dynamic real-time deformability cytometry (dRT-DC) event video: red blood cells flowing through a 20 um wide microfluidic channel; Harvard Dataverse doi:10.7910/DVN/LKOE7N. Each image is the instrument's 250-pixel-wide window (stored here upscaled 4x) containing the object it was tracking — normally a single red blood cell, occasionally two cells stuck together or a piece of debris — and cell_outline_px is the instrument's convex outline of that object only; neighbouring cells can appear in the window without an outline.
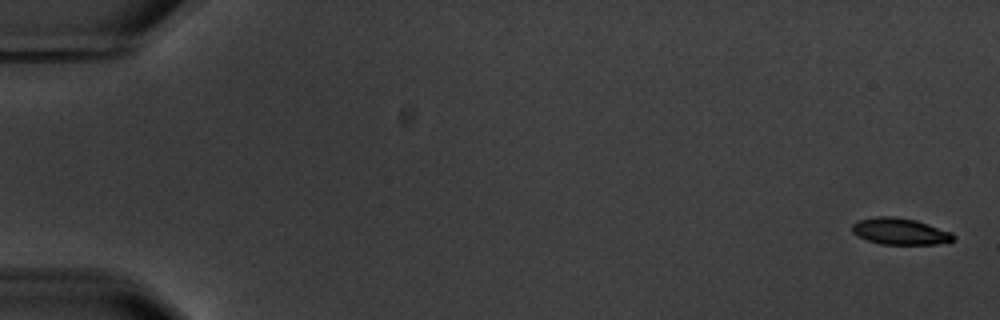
{"species": "common noctule bat (a hibernating species)", "species_latin": "Nyctalus noctula", "temperature_condition": "warm", "stored_images_in_passage": 5, "camera_frame_rate_fps": 3000, "um_per_image_px": 0.085, "animal": {"sex": "male", "body_mass_g": 20.1, "forearm_length_mm": 53.5}, "frame": {"image": 1, "passage_image": 1, "time_ms": 0.0, "image_size_px": [1000, 320], "cell_outline_px": [[956, 240], [948, 244], [880, 244], [868, 240], [852, 232], [852, 224], [856, 220], [876, 216], [896, 216], [916, 220], [952, 232], [956, 236]], "centroid_in_image_um": [76.56, 19.66], "position_along_channel_um": 8.4, "area_um2": 15.95}}
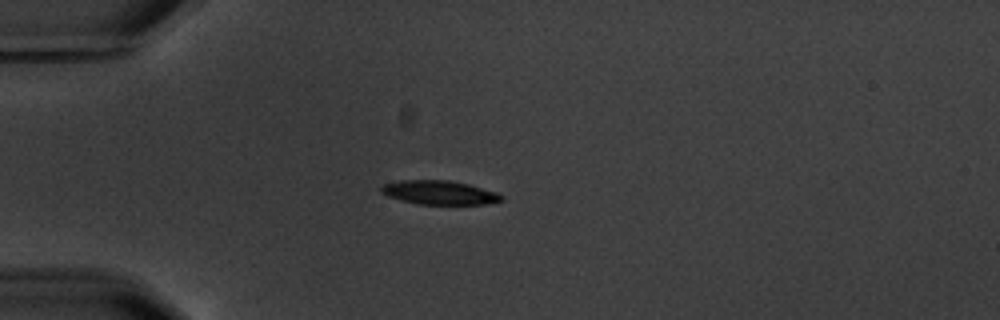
{"frame": {"image": 2, "passage_image": 5, "time_ms": 5.0, "image_size_px": [1000, 320], "cell_outline_px": [[504, 200], [488, 204], [416, 204], [400, 200], [388, 196], [380, 192], [380, 188], [384, 184], [400, 180], [448, 180], [468, 184], [496, 192], [504, 196]], "centroid_in_image_um": [37.35, 16.37], "position_along_channel_um": 47.7, "area_um2": 16.82}}